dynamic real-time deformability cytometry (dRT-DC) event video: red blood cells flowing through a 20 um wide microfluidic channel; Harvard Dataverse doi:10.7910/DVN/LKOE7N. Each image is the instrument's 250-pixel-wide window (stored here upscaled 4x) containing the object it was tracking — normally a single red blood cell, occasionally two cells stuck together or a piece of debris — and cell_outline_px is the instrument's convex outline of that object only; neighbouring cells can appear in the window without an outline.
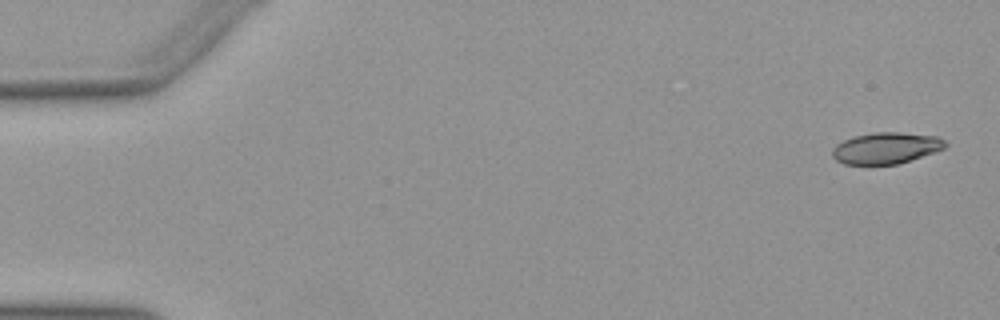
{"species": "Egyptian fruit bat (a non-hibernating species)", "species_latin": "Rousettus aegyptiacus", "temperature_condition": "warm", "stored_images_in_passage": 48, "camera_frame_rate_fps": 3000, "um_per_image_px": 0.085, "animal": {"sex": "female"}, "frame": {"image": 1, "passage_image": 2, "time_ms": 0.333, "image_size_px": [1000, 320], "cell_outline_px": [[948, 144], [944, 148], [896, 164], [844, 164], [836, 160], [832, 156], [832, 148], [836, 144], [852, 136], [876, 132], [900, 132], [936, 136], [944, 140]], "centroid_in_image_um": [75.26, 12.57], "position_along_channel_um": 9.7, "area_um2": 20.4}}
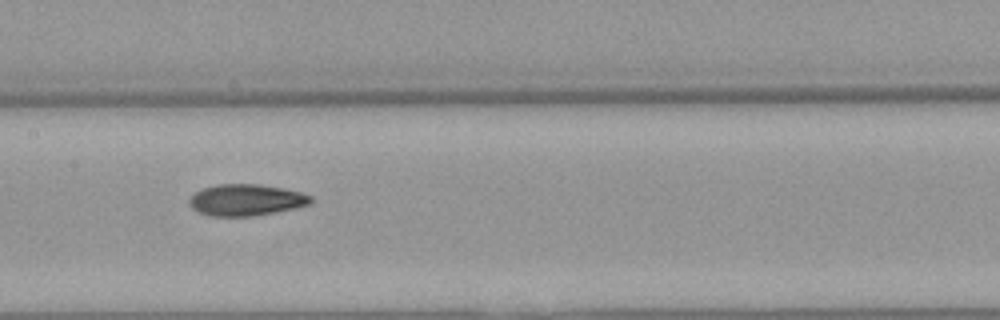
{"frame": {"image": 2, "passage_image": 26, "time_ms": 8.333, "image_size_px": [1000, 320], "cell_outline_px": [[312, 204], [296, 208], [256, 216], [212, 216], [200, 212], [192, 208], [188, 204], [188, 200], [196, 192], [204, 188], [216, 184], [260, 184], [284, 188], [300, 192], [312, 196]], "centroid_in_image_um": [20.95, 17.0], "position_along_channel_um": 186.4, "area_um2": 22.43}}
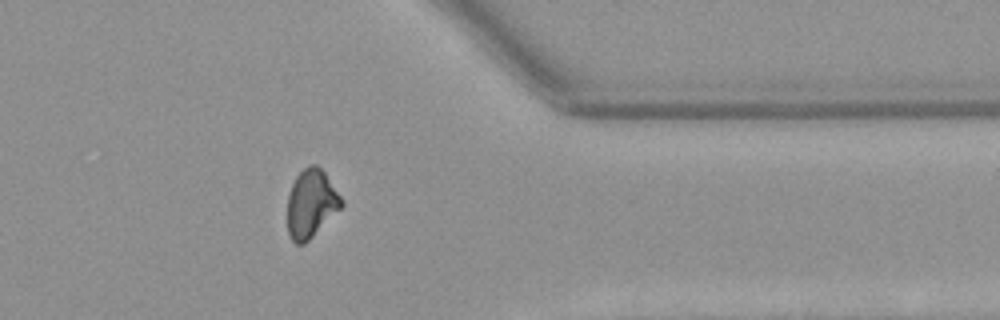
{"frame": {"image": 3, "passage_image": 42, "time_ms": 13.667, "image_size_px": [1000, 320], "cell_outline_px": [[344, 204], [304, 244], [296, 244], [292, 240], [288, 232], [288, 196], [292, 184], [296, 176], [308, 164], [316, 164], [324, 172], [344, 200]], "centroid_in_image_um": [26.44, 17.28], "position_along_channel_um": 385.0, "area_um2": 21.15}, "authors_computed_cell_mechanics": {"area_um2": 21.9062, "velocity_mm_per_s": 3.9744, "shape_relaxation_time_tau1_ms": 7.2694, "shape_relaxation_time_tau2_ms": 3.9878, "deformation_change_tau1": 0.1795, "deformation_change_tau2": 0.0992}}